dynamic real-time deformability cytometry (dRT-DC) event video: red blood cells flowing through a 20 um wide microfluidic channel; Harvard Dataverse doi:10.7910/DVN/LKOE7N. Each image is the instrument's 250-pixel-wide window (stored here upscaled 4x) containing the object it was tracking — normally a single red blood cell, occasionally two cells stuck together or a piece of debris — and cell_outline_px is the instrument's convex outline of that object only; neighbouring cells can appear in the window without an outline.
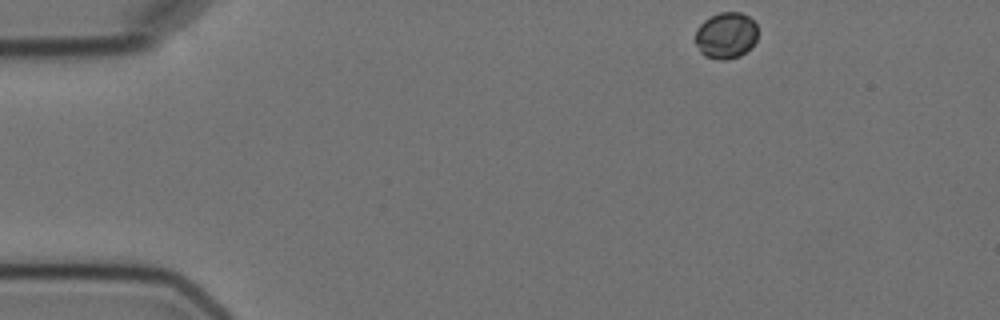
{"species": "Egyptian fruit bat (a non-hibernating species)", "species_latin": "Rousettus aegyptiacus", "temperature_condition": "cold", "stored_images_in_passage": 4, "camera_frame_rate_fps": 3000, "um_per_image_px": 0.085, "animal": {"sex": "female"}, "frame": {"image": 1, "passage_image": 1, "time_ms": 0.0, "image_size_px": [1000, 320], "cell_outline_px": [[756, 40], [740, 56], [724, 60], [720, 60], [704, 56], [700, 52], [696, 44], [696, 28], [704, 20], [720, 12], [740, 12], [748, 16], [756, 24]], "centroid_in_image_um": [61.68, 3.01], "position_along_channel_um": 23.3, "area_um2": 16.7}}
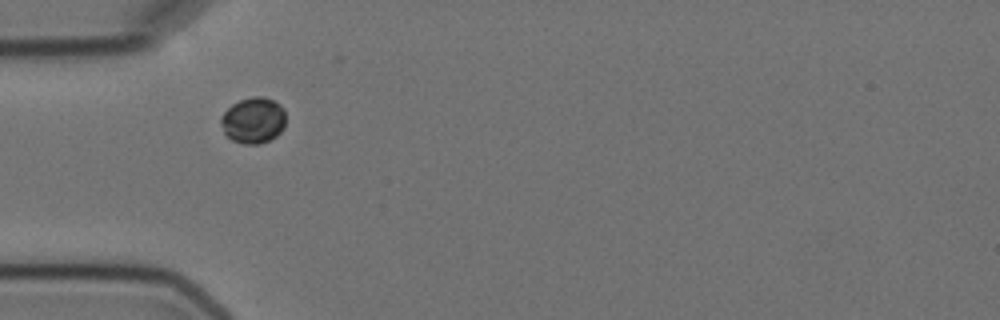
{"frame": {"image": 2, "passage_image": 3, "time_ms": 3.333, "image_size_px": [1000, 320], "cell_outline_px": [[284, 128], [276, 136], [260, 144], [244, 144], [232, 140], [224, 132], [220, 124], [220, 116], [232, 104], [240, 100], [252, 96], [264, 96], [280, 104], [284, 108]], "centroid_in_image_um": [21.52, 10.22], "position_along_channel_um": 63.5, "area_um2": 17.46}}
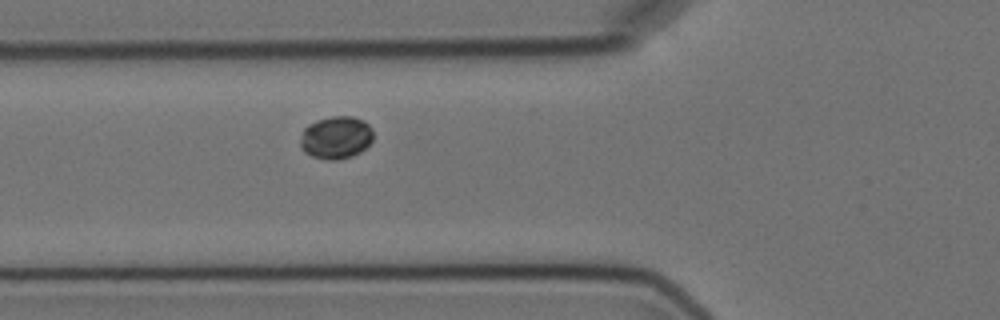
{"frame": {"image": 3, "passage_image": 4, "time_ms": 4.333, "image_size_px": [1000, 320], "cell_outline_px": [[372, 140], [360, 152], [352, 156], [336, 160], [328, 160], [312, 156], [304, 152], [300, 144], [300, 140], [304, 128], [308, 124], [316, 120], [332, 116], [352, 116], [364, 120], [372, 128]], "centroid_in_image_um": [28.55, 11.68], "position_along_channel_um": 97.2, "area_um2": 18.15}}